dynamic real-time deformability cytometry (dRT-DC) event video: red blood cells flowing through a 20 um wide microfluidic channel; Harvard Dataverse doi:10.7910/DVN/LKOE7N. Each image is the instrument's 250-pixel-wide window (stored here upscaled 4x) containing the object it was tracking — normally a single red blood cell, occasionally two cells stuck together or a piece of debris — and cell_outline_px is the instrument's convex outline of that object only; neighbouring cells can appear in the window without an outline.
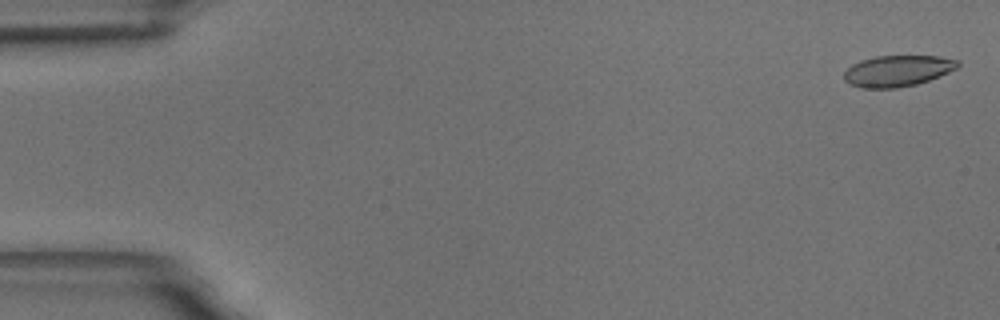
{"species": "common noctule bat (a hibernating species)", "species_latin": "Nyctalus noctula", "temperature_condition": "room temperature", "stored_images_in_passage": 13, "camera_frame_rate_fps": 3000, "um_per_image_px": 0.085, "animal": {"sex": "male", "body_mass_g": 18.8}, "frame": {"image": 1, "passage_image": 1, "time_ms": 0.0, "image_size_px": [1000, 320], "cell_outline_px": [[960, 64], [956, 68], [948, 72], [928, 80], [916, 84], [896, 88], [864, 88], [852, 84], [844, 80], [844, 72], [852, 64], [860, 60], [876, 56], [940, 56], [960, 60]], "centroid_in_image_um": [76.29, 6.01], "position_along_channel_um": 8.7, "area_um2": 20.52}}
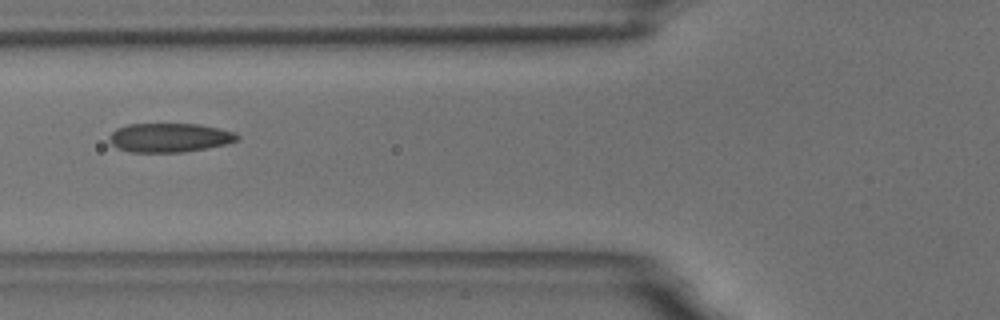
{"frame": {"image": 2, "passage_image": 6, "time_ms": 6.667, "image_size_px": [1000, 320], "cell_outline_px": [[240, 136], [236, 140], [224, 144], [184, 152], [132, 152], [116, 148], [108, 140], [108, 136], [116, 128], [128, 124], [200, 124], [220, 128], [236, 132]], "centroid_in_image_um": [14.38, 11.69], "position_along_channel_um": 111.4, "area_um2": 21.68}}
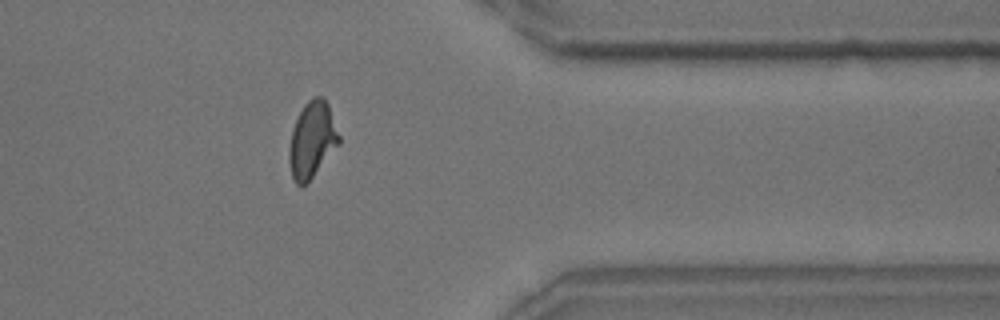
{"frame": {"image": 3, "passage_image": 13, "time_ms": 14.667, "image_size_px": [1000, 320], "cell_outline_px": [[340, 144], [308, 184], [300, 188], [296, 184], [292, 176], [288, 160], [288, 148], [292, 128], [304, 104], [308, 100], [316, 96], [320, 96], [328, 104], [340, 136]], "centroid_in_image_um": [26.52, 11.95], "position_along_channel_um": 384.9, "area_um2": 22.48}, "authors_computed_cell_mechanics": {"area_um2": 21.5594, "velocity_mm_per_s": 3.5844, "shape_relaxation_time_tau1_ms": 5.8722, "shape_relaxation_time_tau2_ms": 0.0157, "deformation_change_tau1": 0.1732, "deformation_change_tau2": 0.0505}}